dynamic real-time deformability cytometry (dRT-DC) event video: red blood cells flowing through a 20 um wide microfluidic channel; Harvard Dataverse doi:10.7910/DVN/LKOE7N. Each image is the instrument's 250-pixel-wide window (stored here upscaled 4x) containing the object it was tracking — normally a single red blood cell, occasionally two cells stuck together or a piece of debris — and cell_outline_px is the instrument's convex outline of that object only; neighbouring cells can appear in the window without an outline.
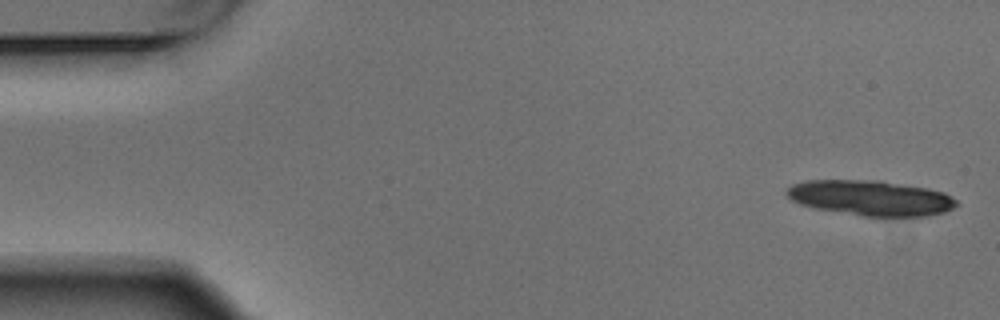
{"species": "Egyptian fruit bat (a non-hibernating species)", "species_latin": "Rousettus aegyptiacus", "temperature_condition": "warm", "stored_images_in_passage": 6, "segment_of_instrument_passage": [1, 2], "camera_frame_rate_fps": 3000, "um_per_image_px": 0.085, "animal": {"sex": "male"}, "frame": {"image": 1, "passage_image": 1, "time_ms": 0.0, "image_size_px": [1000, 320], "cell_outline_px": [[960, 204], [944, 212], [924, 216], [864, 216], [816, 208], [800, 204], [792, 200], [784, 192], [792, 184], [804, 180], [876, 180], [928, 188], [944, 192], [952, 196]], "centroid_in_image_um": [74.01, 16.81], "position_along_channel_um": 11.0, "area_um2": 34.8}}